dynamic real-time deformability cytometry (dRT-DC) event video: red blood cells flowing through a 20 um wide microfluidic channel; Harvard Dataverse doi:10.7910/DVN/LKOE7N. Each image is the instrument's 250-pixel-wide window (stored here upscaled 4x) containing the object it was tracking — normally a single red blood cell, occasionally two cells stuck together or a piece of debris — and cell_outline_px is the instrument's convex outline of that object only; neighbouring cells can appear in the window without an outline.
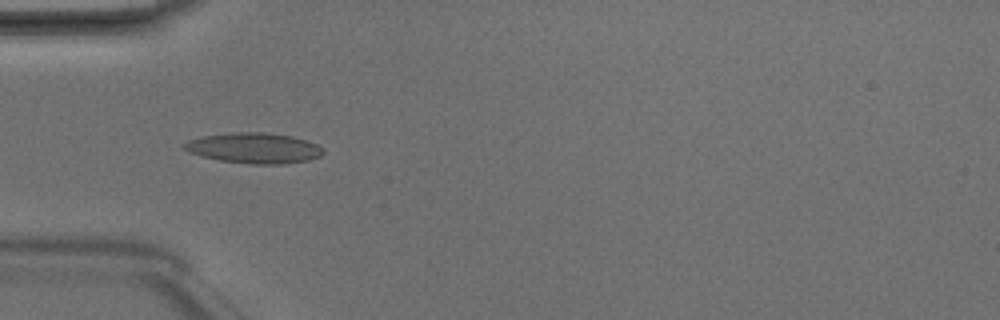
{"species": "Egyptian fruit bat (a non-hibernating species)", "species_latin": "Rousettus aegyptiacus", "temperature_condition": "room temperature", "stored_images_in_passage": 6, "camera_frame_rate_fps": 3000, "um_per_image_px": 0.085, "animal": {"sex": "male"}, "frame": {"image": 1, "passage_image": 5, "time_ms": 1.333, "image_size_px": [1000, 320], "cell_outline_px": [[324, 152], [320, 156], [308, 160], [284, 164], [252, 164], [220, 160], [188, 152], [180, 144], [188, 140], [200, 136], [232, 132], [264, 132], [292, 136], [316, 144], [324, 148]], "centroid_in_image_um": [21.57, 12.58], "position_along_channel_um": 63.4, "area_um2": 24.74}}